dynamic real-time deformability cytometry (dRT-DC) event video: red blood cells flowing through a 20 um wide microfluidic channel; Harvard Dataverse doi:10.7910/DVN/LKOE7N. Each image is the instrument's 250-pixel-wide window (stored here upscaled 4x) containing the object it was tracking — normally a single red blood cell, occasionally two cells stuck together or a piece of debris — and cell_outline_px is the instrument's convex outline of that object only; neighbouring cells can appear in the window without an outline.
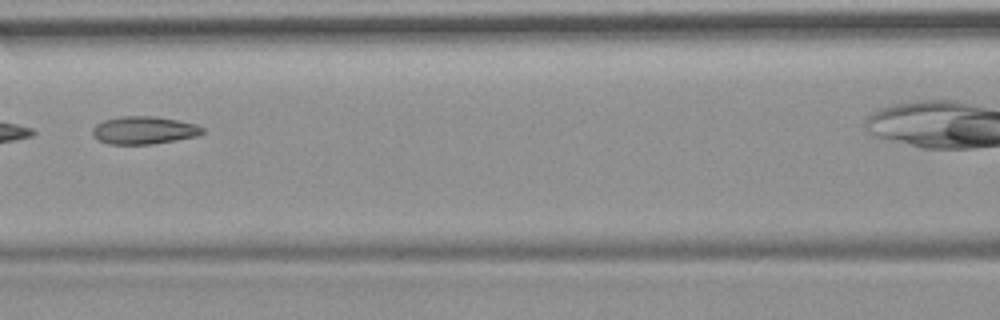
{"species": "common noctule bat (a hibernating species)", "species_latin": "Nyctalus noctula", "temperature_condition": "room temperature", "stored_images_in_passage": 6, "camera_frame_rate_fps": 3000, "um_per_image_px": 0.085, "animal": {"sex": "female", "body_mass_g": 19.9}, "frame": {"image": 1, "passage_image": 3, "time_ms": 2.667, "image_size_px": [1000, 320], "cell_outline_px": [[204, 132], [200, 136], [152, 144], [108, 144], [92, 136], [92, 128], [96, 124], [104, 120], [120, 116], [156, 116], [196, 124], [204, 128]], "centroid_in_image_um": [12.24, 11.07], "position_along_channel_um": 154.4, "area_um2": 17.92}}
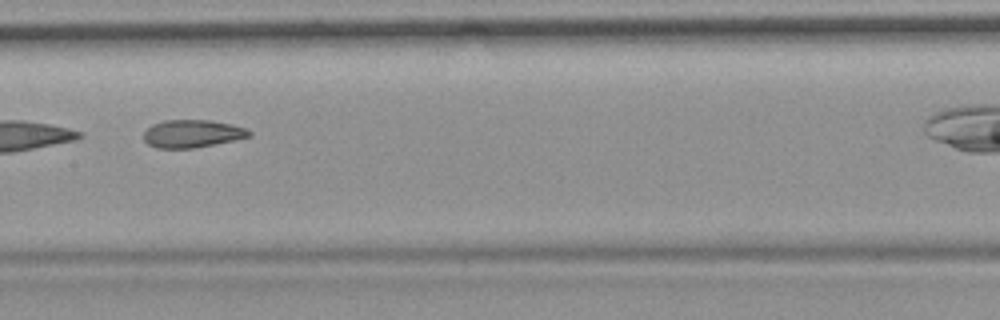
{"frame": {"image": 2, "passage_image": 4, "time_ms": 3.667, "image_size_px": [1000, 320], "cell_outline_px": [[252, 136], [192, 148], [156, 148], [148, 144], [144, 140], [144, 132], [152, 124], [164, 120], [208, 120], [232, 124], [244, 128], [252, 132]], "centroid_in_image_um": [16.31, 11.35], "position_along_channel_um": 191.1, "area_um2": 16.88}}